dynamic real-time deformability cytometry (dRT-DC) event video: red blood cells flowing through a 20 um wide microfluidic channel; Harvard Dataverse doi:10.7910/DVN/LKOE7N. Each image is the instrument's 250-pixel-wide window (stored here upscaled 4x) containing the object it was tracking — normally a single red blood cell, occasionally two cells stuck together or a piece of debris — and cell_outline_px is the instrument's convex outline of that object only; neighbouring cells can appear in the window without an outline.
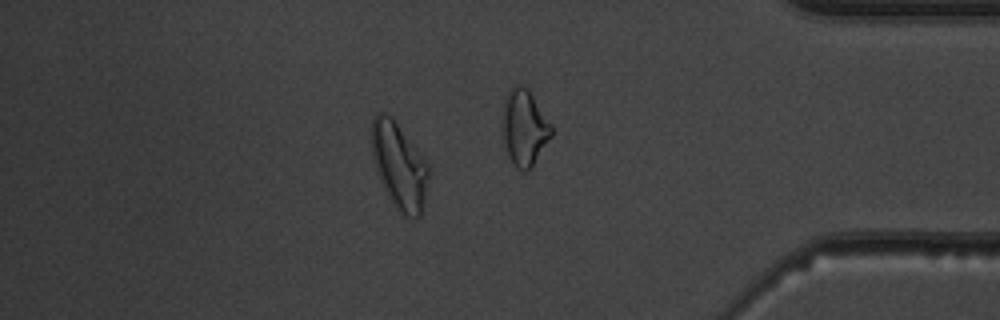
{"species": "common noctule bat (a hibernating species)", "species_latin": "Nyctalus noctula", "temperature_condition": "warm", "stored_images_in_passage": 51, "camera_frame_rate_fps": 3000, "um_per_image_px": 0.085, "animal": {"sex": "male", "body_mass_g": 19.5, "forearm_length_mm": 54.6}, "frame": {"image": 1, "passage_image": 44, "time_ms": 14.333, "image_size_px": [1000, 320], "cell_outline_px": [[428, 176], [424, 212], [420, 216], [404, 216], [396, 208], [388, 196], [376, 172], [372, 156], [372, 116], [376, 112], [384, 112], [392, 116], [424, 156], [428, 164]], "centroid_in_image_um": [33.94, 14.07], "position_along_channel_um": 401.3, "area_um2": 28.96}, "authors_computed_cell_mechanics": {"area_um2": 26.0678, "velocity_mm_per_s": 3.9131, "shape_relaxation_time_tau1_ms": null, "shape_relaxation_time_tau2_ms": 3.0805, "deformation_change_tau1": null, "deformation_change_tau2": 0.1063}}